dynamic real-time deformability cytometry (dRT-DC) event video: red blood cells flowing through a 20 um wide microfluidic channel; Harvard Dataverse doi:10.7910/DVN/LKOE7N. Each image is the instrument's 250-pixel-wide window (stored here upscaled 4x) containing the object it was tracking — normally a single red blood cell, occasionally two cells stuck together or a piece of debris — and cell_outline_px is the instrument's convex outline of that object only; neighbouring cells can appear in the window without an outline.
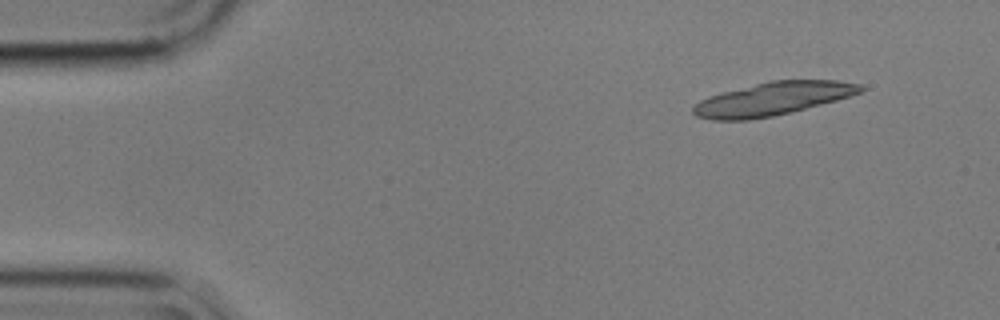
{"species": "common noctule bat (a hibernating species)", "species_latin": "Nyctalus noctula", "temperature_condition": "cold", "stored_images_in_passage": 14, "camera_frame_rate_fps": 3000, "um_per_image_px": 0.085, "animal": {"sex": "male", "body_mass_g": 17.9}, "frame": {"image": 1, "passage_image": 1, "time_ms": 0.0, "image_size_px": [1000, 320], "cell_outline_px": [[864, 88], [860, 92], [836, 100], [792, 112], [772, 116], [748, 120], [712, 120], [696, 116], [692, 112], [692, 108], [700, 100], [708, 96], [772, 80], [836, 80], [860, 84]], "centroid_in_image_um": [65.66, 8.41], "position_along_channel_um": 19.3, "area_um2": 31.96}}